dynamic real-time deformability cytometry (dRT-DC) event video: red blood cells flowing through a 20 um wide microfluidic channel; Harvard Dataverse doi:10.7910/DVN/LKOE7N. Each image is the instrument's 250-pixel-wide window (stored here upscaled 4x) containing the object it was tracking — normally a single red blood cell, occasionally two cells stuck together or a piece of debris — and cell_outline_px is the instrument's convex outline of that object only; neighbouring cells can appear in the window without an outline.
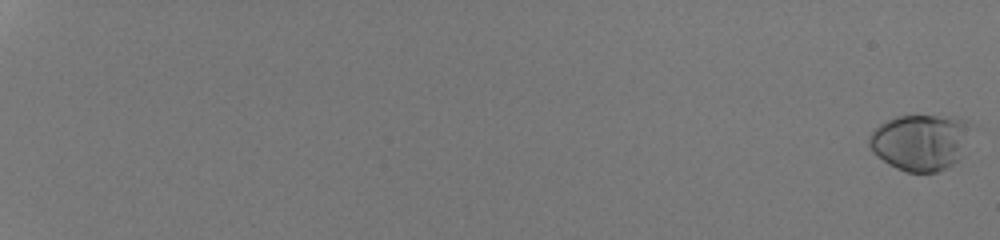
{"species": "human", "species_latin": "Homo sapiens", "temperature_condition": "room temperature", "stored_images_in_passage": 49, "camera_frame_rate_fps": 3000, "um_per_image_px": 0.085, "donor": {"sex": "male"}, "frame": {"image": 1, "passage_image": 1, "time_ms": 0.0, "image_size_px": [1000, 240], "cell_outline_px": [[980, 124], [964, 156], [960, 160], [940, 172], [908, 172], [896, 168], [888, 164], [872, 152], [868, 144], [868, 136], [880, 124], [896, 116], [956, 116]], "centroid_in_image_um": [78.42, 12.07], "position_along_channel_um": 6.6, "area_um2": 35.14}}
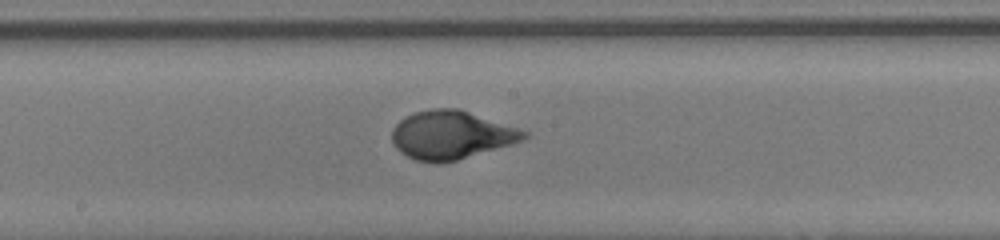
{"frame": {"image": 2, "passage_image": 29, "time_ms": 9.333, "image_size_px": [1000, 240], "cell_outline_px": [[528, 136], [524, 140], [512, 144], [456, 160], [440, 164], [436, 164], [416, 160], [400, 152], [396, 148], [392, 140], [392, 128], [400, 120], [416, 112], [432, 108], [456, 108], [528, 132]], "centroid_in_image_um": [38.32, 11.49], "position_along_channel_um": 209.9, "area_um2": 36.76}}
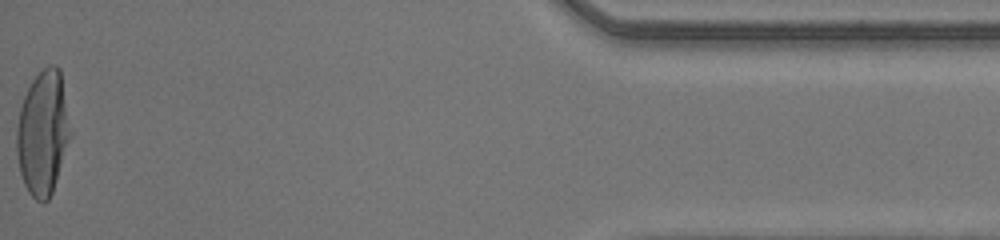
{"frame": {"image": 3, "passage_image": 49, "time_ms": 16.0, "image_size_px": [1000, 240], "cell_outline_px": [[72, 136], [52, 192], [48, 200], [44, 204], [36, 200], [28, 192], [24, 184], [20, 172], [16, 152], [16, 128], [20, 108], [24, 96], [32, 80], [48, 64], [56, 64], [60, 68], [72, 132]], "centroid_in_image_um": [3.66, 11.29], "position_along_channel_um": 431.5, "area_um2": 39.42}, "authors_computed_cell_mechanics": {"area_um2": 36.7608, "velocity_mm_per_s": 4.2409, "shape_relaxation_time_tau1_ms": 3.6261, "shape_relaxation_time_tau2_ms": null, "deformation_change_tau1": 0.2285, "deformation_change_tau2": null}}